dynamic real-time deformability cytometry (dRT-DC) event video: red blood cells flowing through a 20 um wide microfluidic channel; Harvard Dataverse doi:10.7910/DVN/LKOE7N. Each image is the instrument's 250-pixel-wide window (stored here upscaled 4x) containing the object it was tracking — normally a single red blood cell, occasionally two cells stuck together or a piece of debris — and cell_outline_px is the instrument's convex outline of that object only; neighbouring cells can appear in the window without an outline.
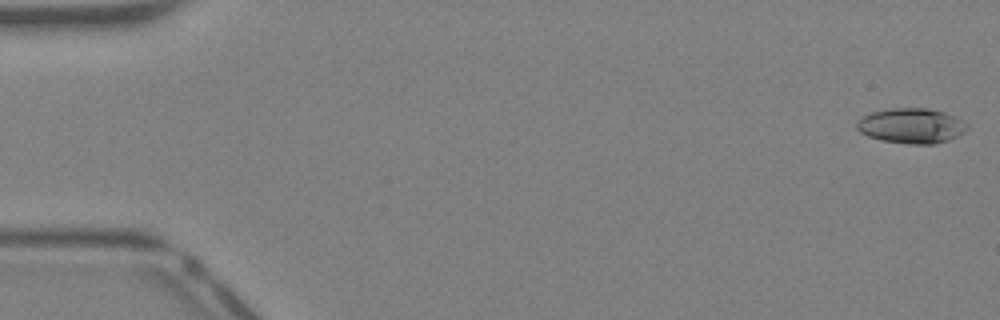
{"species": "Egyptian fruit bat (a non-hibernating species)", "species_latin": "Rousettus aegyptiacus", "temperature_condition": "warm", "stored_images_in_passage": 41, "camera_frame_rate_fps": 3000, "um_per_image_px": 0.085, "animal": {"sex": "female"}, "frame": {"image": 1, "passage_image": 1, "time_ms": 0.0, "image_size_px": [1000, 320], "cell_outline_px": [[968, 128], [964, 132], [948, 140], [936, 144], [908, 144], [880, 140], [868, 136], [860, 132], [856, 128], [856, 120], [872, 112], [892, 108], [928, 108], [944, 112], [956, 116], [968, 124]], "centroid_in_image_um": [77.47, 10.69], "position_along_channel_um": 7.5, "area_um2": 22.72}}
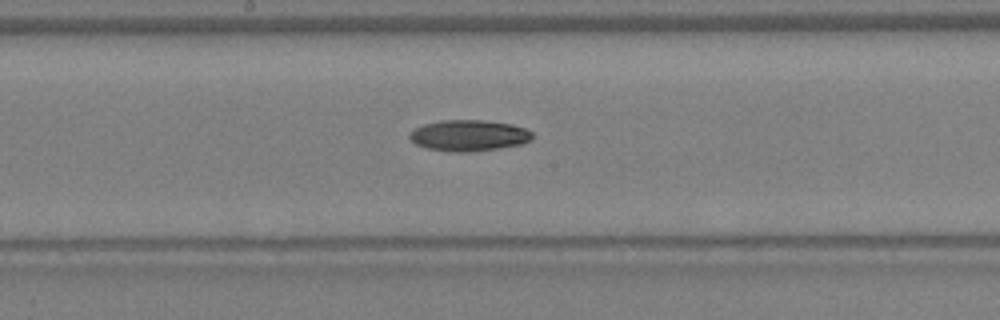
{"frame": {"image": 2, "passage_image": 22, "time_ms": 7.0, "image_size_px": [1000, 320], "cell_outline_px": [[532, 140], [524, 144], [496, 148], [460, 152], [452, 152], [424, 148], [416, 144], [408, 136], [408, 132], [424, 124], [440, 120], [480, 120], [512, 124], [524, 128], [532, 132]], "centroid_in_image_um": [39.83, 11.51], "position_along_channel_um": 208.4, "area_um2": 22.2}}
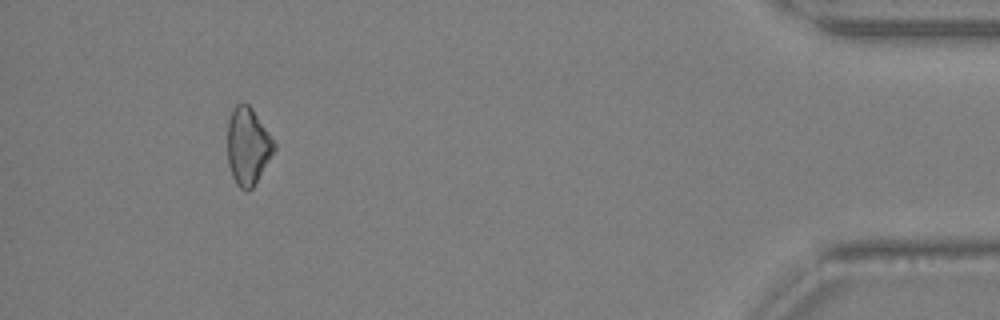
{"frame": {"image": 3, "passage_image": 38, "time_ms": 12.333, "image_size_px": [1000, 320], "cell_outline_px": [[276, 148], [252, 188], [248, 192], [244, 192], [236, 184], [232, 176], [228, 164], [228, 120], [232, 108], [236, 104], [244, 100], [252, 108], [276, 144]], "centroid_in_image_um": [21.05, 12.41], "position_along_channel_um": 414.2, "area_um2": 21.04}}